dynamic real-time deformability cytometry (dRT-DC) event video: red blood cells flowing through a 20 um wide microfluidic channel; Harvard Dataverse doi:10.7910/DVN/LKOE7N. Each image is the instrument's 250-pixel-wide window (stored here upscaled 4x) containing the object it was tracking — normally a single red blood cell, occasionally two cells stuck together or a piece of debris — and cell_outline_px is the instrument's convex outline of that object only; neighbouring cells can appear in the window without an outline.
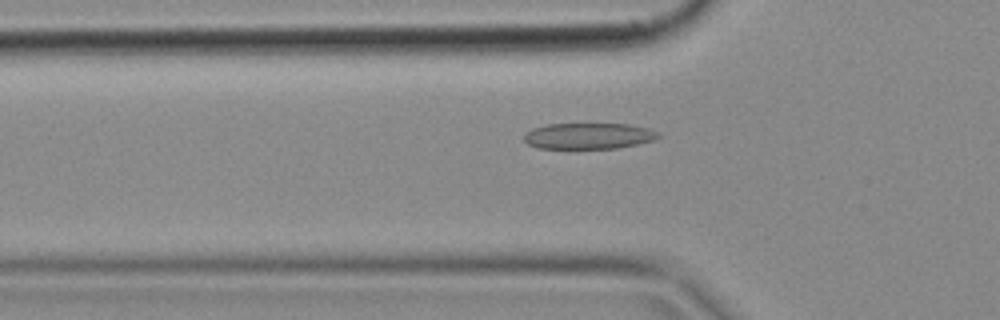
{"species": "common noctule bat (a hibernating species)", "species_latin": "Nyctalus noctula", "temperature_condition": "cold", "stored_images_in_passage": 50, "camera_frame_rate_fps": 3000, "um_per_image_px": 0.085, "animal": {"sex": "female", "body_mass_g": 18.4}, "frame": {"image": 1, "passage_image": 16, "time_ms": 5.0, "image_size_px": [1000, 320], "cell_outline_px": [[660, 136], [652, 140], [636, 144], [616, 148], [536, 148], [528, 144], [524, 140], [524, 132], [532, 128], [548, 124], [628, 124], [648, 128], [660, 132]], "centroid_in_image_um": [49.99, 11.55], "position_along_channel_um": 75.8, "area_um2": 20.35}}
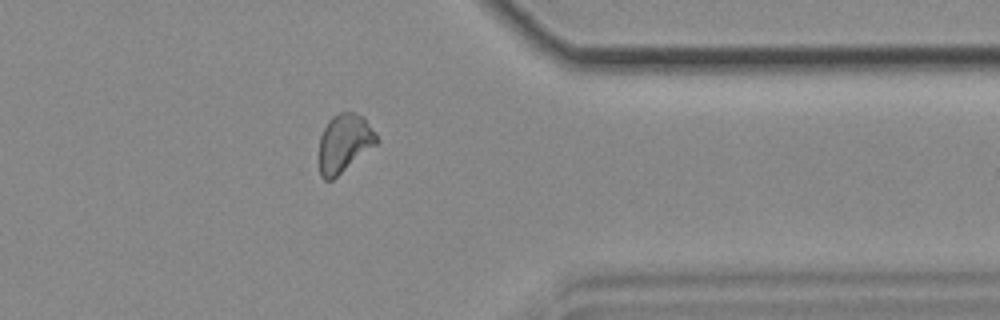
{"frame": {"image": 2, "passage_image": 40, "time_ms": 13.0, "image_size_px": [1000, 320], "cell_outline_px": [[380, 140], [376, 144], [332, 180], [324, 180], [320, 176], [320, 136], [328, 120], [332, 116], [340, 112], [352, 112], [364, 116], [376, 132]], "centroid_in_image_um": [29.28, 12.14], "position_along_channel_um": 382.1, "area_um2": 19.48}}
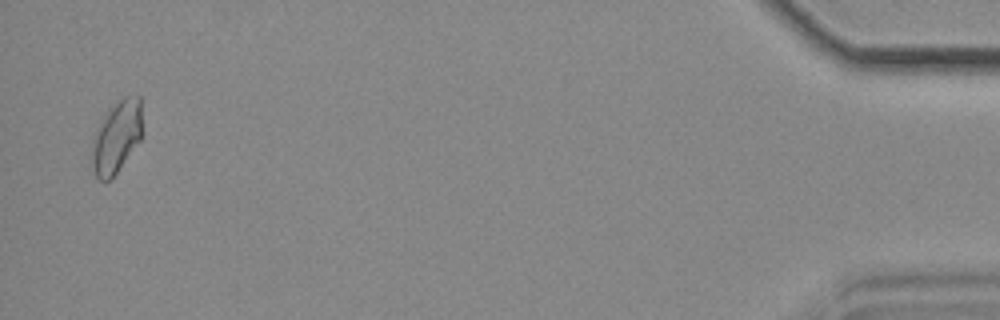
{"frame": {"image": 3, "passage_image": 49, "time_ms": 16.0, "image_size_px": [1000, 320], "cell_outline_px": [[140, 140], [116, 172], [108, 180], [100, 180], [96, 176], [92, 168], [92, 136], [104, 112], [116, 100], [124, 96], [140, 96]], "centroid_in_image_um": [9.85, 11.59], "position_along_channel_um": 425.3, "area_um2": 21.04}}